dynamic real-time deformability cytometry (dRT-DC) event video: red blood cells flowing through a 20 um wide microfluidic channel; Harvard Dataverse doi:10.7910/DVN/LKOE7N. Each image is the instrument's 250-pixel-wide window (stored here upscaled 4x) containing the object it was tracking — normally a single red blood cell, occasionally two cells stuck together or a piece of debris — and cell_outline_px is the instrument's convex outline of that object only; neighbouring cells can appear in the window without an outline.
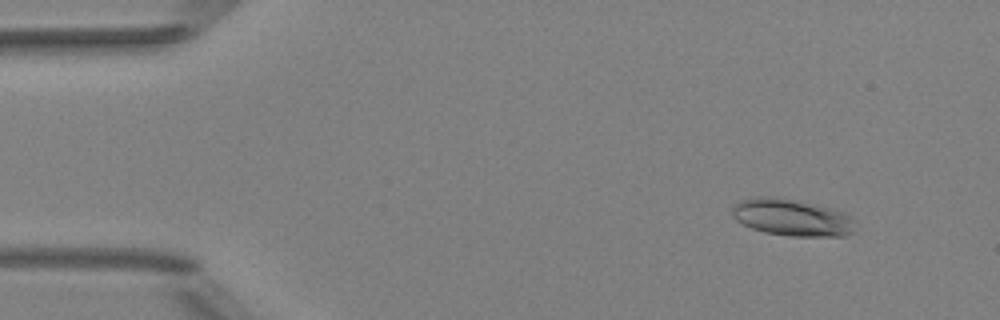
{"species": "Egyptian fruit bat (a non-hibernating species)", "species_latin": "Rousettus aegyptiacus", "temperature_condition": "room temperature", "stored_images_in_passage": 52, "camera_frame_rate_fps": 3000, "um_per_image_px": 0.085, "animal": {"sex": "female"}, "frame": {"image": 1, "passage_image": 6, "time_ms": 1.667, "image_size_px": [1000, 320], "cell_outline_px": [[852, 232], [844, 236], [788, 236], [764, 232], [752, 228], [736, 220], [732, 216], [732, 208], [740, 200], [760, 196], [768, 196], [792, 200], [828, 208], [840, 212], [848, 216], [852, 220]], "centroid_in_image_um": [67.23, 18.5], "position_along_channel_um": 17.8, "area_um2": 25.72}}
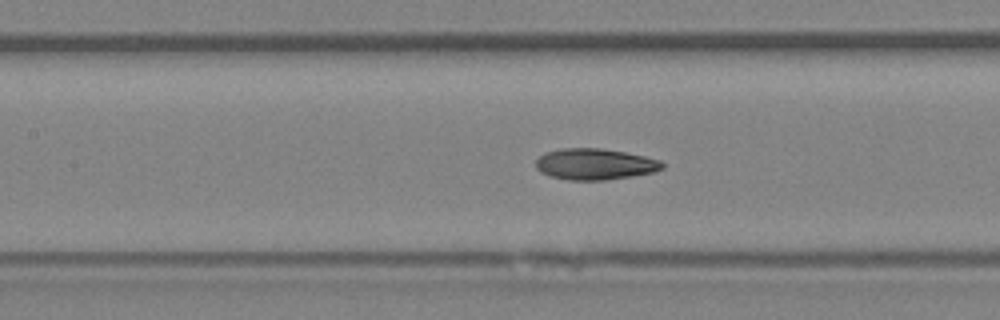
{"frame": {"image": 2, "passage_image": 24, "time_ms": 7.667, "image_size_px": [1000, 320], "cell_outline_px": [[664, 168], [652, 172], [632, 176], [604, 180], [568, 180], [548, 176], [540, 172], [536, 168], [536, 160], [544, 152], [560, 148], [604, 148], [644, 156], [660, 160], [664, 164]], "centroid_in_image_um": [50.53, 13.95], "position_along_channel_um": 156.9, "area_um2": 23.12}}
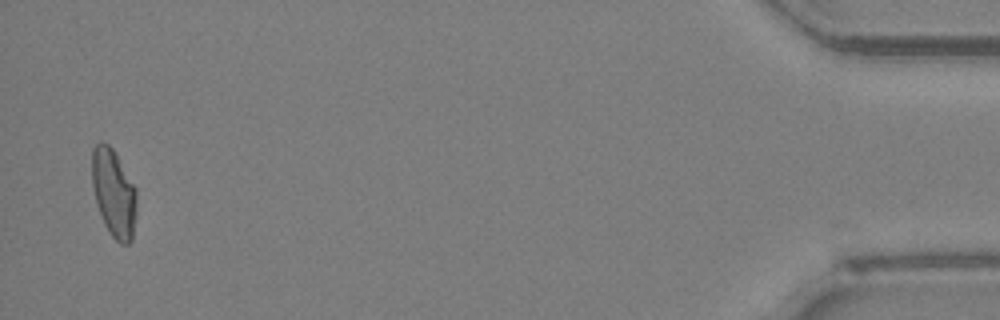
{"frame": {"image": 3, "passage_image": 51, "time_ms": 16.667, "image_size_px": [1000, 320], "cell_outline_px": [[136, 212], [132, 240], [128, 244], [120, 244], [112, 236], [104, 224], [96, 204], [92, 184], [92, 148], [100, 140], [108, 144], [112, 148], [136, 188]], "centroid_in_image_um": [9.66, 16.41], "position_along_channel_um": 425.5, "area_um2": 22.89}, "authors_computed_cell_mechanics": {"area_um2": 22.8599, "velocity_mm_per_s": 3.9794, "shape_relaxation_time_tau1_ms": 4.2981, "shape_relaxation_time_tau2_ms": 2.847, "deformation_change_tau1": 0.139, "deformation_change_tau2": 0.0915}}